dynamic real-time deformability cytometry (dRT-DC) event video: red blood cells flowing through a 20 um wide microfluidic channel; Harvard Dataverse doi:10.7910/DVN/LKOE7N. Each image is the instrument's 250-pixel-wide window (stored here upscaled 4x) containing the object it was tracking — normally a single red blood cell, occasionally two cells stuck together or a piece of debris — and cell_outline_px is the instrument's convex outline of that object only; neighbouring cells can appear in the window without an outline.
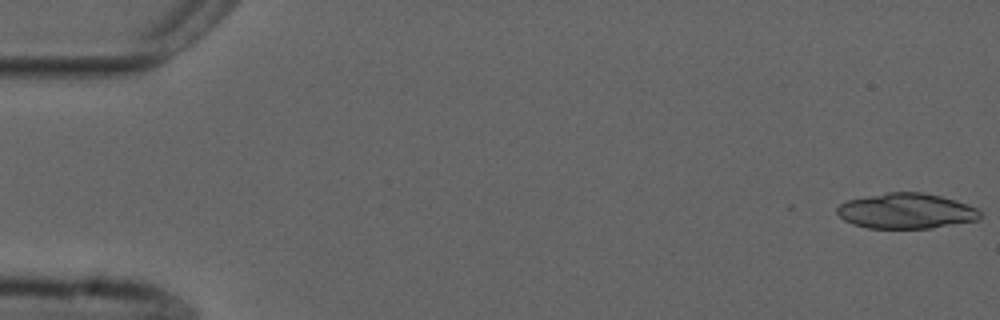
{"species": "common noctule bat (a hibernating species)", "species_latin": "Nyctalus noctula", "temperature_condition": "cold", "stored_images_in_passage": 4, "camera_frame_rate_fps": 3000, "um_per_image_px": 0.085, "animal": {"sex": "male", "forearm_length_mm": 52.5}, "frame": {"image": 1, "passage_image": 1, "time_ms": 0.0, "image_size_px": [1000, 320], "cell_outline_px": [[980, 216], [976, 220], [928, 228], [868, 228], [852, 224], [844, 220], [836, 212], [836, 208], [840, 204], [848, 200], [888, 192], [920, 192], [940, 196], [956, 200], [968, 204], [976, 208], [980, 212]], "centroid_in_image_um": [76.99, 17.93], "position_along_channel_um": 8.0, "area_um2": 29.19}}